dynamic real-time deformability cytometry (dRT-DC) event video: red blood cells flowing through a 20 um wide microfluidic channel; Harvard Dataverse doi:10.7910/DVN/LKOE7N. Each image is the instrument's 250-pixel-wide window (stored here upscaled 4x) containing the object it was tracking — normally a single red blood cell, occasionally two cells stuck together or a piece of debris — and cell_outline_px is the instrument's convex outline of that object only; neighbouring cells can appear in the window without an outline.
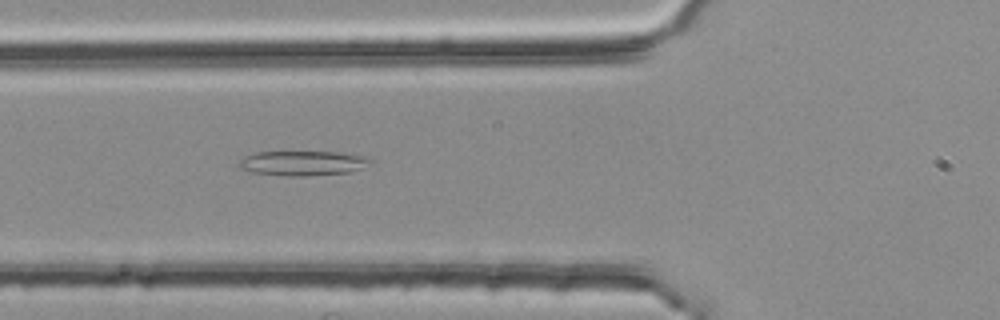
{"species": "common noctule bat (a hibernating species)", "species_latin": "Nyctalus noctula", "temperature_condition": "room temperature", "stored_images_in_passage": 46, "camera_frame_rate_fps": 3000, "um_per_image_px": 0.085, "animal": {"sex": "female", "body_mass_g": 25.1}, "frame": {"image": 1, "passage_image": 19, "time_ms": 6.0, "image_size_px": [1000, 320], "cell_outline_px": [[372, 160], [364, 168], [352, 172], [304, 176], [288, 176], [256, 172], [240, 168], [240, 160], [244, 156], [256, 152], [336, 152], [364, 156]], "centroid_in_image_um": [25.77, 13.87], "position_along_channel_um": 100.0, "area_um2": 18.73}}
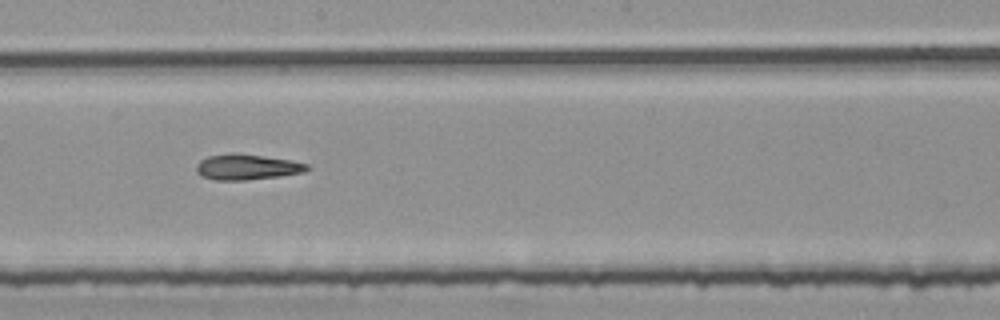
{"frame": {"image": 2, "passage_image": 29, "time_ms": 9.333, "image_size_px": [1000, 320], "cell_outline_px": [[312, 168], [304, 172], [280, 176], [244, 180], [216, 180], [204, 176], [196, 172], [196, 164], [200, 160], [208, 156], [264, 156], [292, 160], [308, 164]], "centroid_in_image_um": [21.07, 14.23], "position_along_channel_um": 227.1, "area_um2": 15.78}}
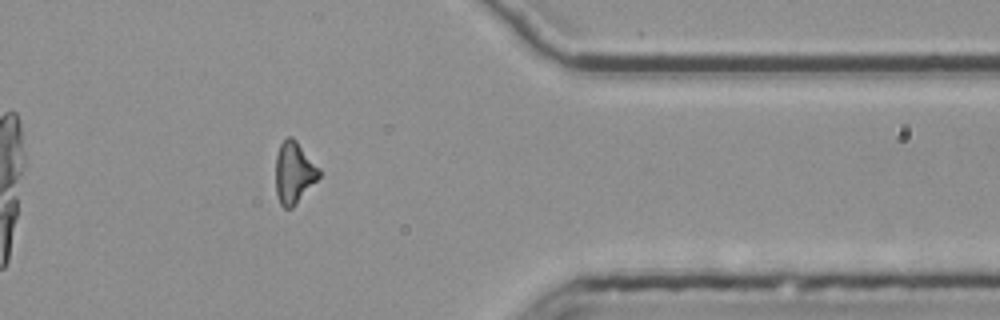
{"frame": {"image": 3, "passage_image": 43, "time_ms": 14.0, "image_size_px": [1000, 320], "cell_outline_px": [[320, 176], [296, 204], [292, 208], [284, 208], [280, 204], [276, 192], [276, 156], [280, 144], [288, 136], [292, 136], [296, 140], [320, 168]], "centroid_in_image_um": [24.99, 14.67], "position_along_channel_um": 386.4, "area_um2": 15.55}}